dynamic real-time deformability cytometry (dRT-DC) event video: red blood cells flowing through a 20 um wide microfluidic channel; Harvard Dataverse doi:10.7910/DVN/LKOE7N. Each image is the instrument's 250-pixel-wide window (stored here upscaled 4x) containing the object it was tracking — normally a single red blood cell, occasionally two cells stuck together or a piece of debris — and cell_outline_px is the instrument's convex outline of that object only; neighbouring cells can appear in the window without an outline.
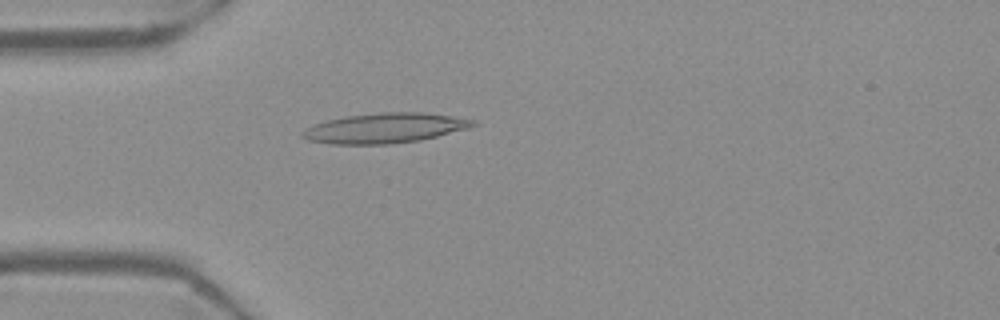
{"species": "Egyptian fruit bat (a non-hibernating species)", "species_latin": "Rousettus aegyptiacus", "temperature_condition": "warm", "stored_images_in_passage": 54, "camera_frame_rate_fps": 3000, "um_per_image_px": 0.085, "frame": {"image": 1, "passage_image": 15, "time_ms": 4.667, "image_size_px": [1000, 320], "cell_outline_px": [[480, 124], [468, 128], [420, 140], [392, 144], [332, 144], [308, 140], [300, 136], [300, 132], [304, 128], [328, 120], [344, 116], [380, 112], [424, 112], [476, 120]], "centroid_in_image_um": [32.7, 10.88], "position_along_channel_um": 52.3, "area_um2": 29.88}}
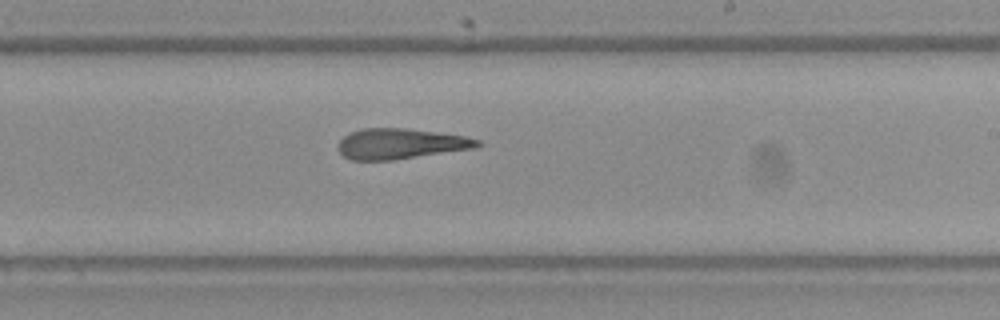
{"frame": {"image": 2, "passage_image": 32, "time_ms": 10.333, "image_size_px": [1000, 320], "cell_outline_px": [[484, 144], [476, 148], [392, 160], [352, 160], [344, 156], [336, 148], [340, 140], [348, 132], [364, 128], [404, 128], [436, 132], [464, 136], [480, 140]], "centroid_in_image_um": [34.04, 12.22], "position_along_channel_um": 255.0, "area_um2": 24.8}}
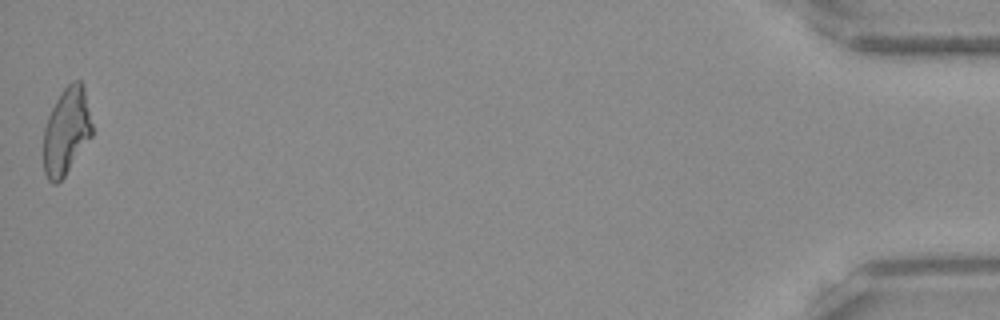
{"frame": {"image": 3, "passage_image": 54, "time_ms": 17.667, "image_size_px": [1000, 320], "cell_outline_px": [[92, 136], [64, 176], [56, 184], [52, 184], [48, 180], [44, 172], [44, 128], [48, 116], [60, 92], [72, 80], [80, 80], [84, 88], [92, 124]], "centroid_in_image_um": [5.64, 11.14], "position_along_channel_um": 429.6, "area_um2": 24.45}, "authors_computed_cell_mechanics": {"area_um2": 25.8944, "velocity_mm_per_s": 3.7123, "shape_relaxation_time_tau1_ms": null, "shape_relaxation_time_tau2_ms": 8.0476, "deformation_change_tau1": null, "deformation_change_tau2": 0.2429}}